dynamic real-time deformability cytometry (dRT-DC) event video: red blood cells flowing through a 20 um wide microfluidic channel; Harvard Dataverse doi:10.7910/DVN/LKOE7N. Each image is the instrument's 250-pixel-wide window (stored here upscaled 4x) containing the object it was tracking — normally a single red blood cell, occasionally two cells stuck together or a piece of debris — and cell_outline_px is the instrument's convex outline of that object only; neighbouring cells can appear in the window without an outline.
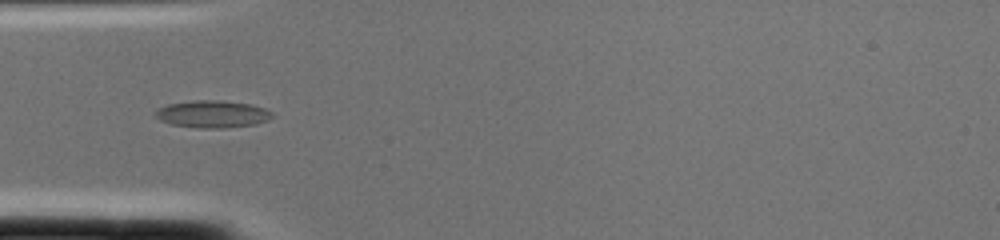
{"species": "common noctule bat (a hibernating species)", "species_latin": "Nyctalus noctula", "temperature_condition": "cold", "stored_images_in_passage": 2, "camera_frame_rate_fps": 3000, "um_per_image_px": 0.085, "animal": {"sex": "female", "body_mass_g": 22.0, "forearm_length_mm": 56.7}, "frame": {"image": 1, "passage_image": 2, "time_ms": 0.333, "image_size_px": [1000, 240], "cell_outline_px": [[272, 116], [268, 120], [256, 124], [224, 128], [200, 128], [172, 124], [160, 120], [156, 116], [156, 112], [160, 108], [168, 104], [196, 100], [220, 100], [252, 104], [264, 108], [272, 112]], "centroid_in_image_um": [18.1, 9.69], "position_along_channel_um": 66.9, "area_um2": 18.38}}